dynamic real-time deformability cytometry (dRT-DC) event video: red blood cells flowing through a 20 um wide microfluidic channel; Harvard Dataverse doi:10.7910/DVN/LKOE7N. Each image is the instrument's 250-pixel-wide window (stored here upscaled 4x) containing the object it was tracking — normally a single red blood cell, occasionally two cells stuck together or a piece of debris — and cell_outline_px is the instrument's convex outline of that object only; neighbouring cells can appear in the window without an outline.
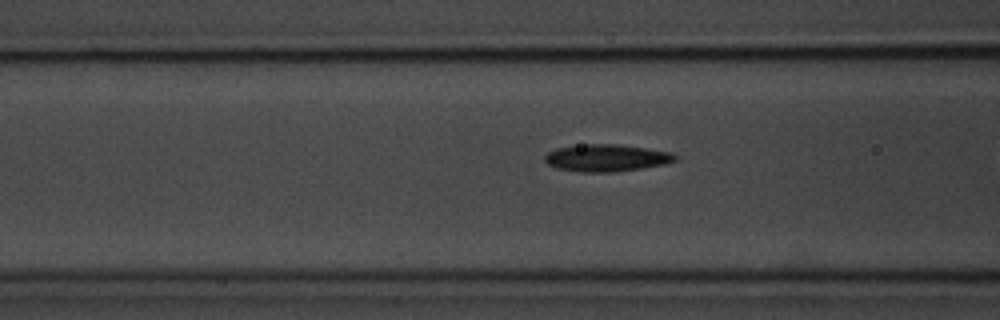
{"species": "common noctule bat (a hibernating species)", "species_latin": "Nyctalus noctula", "temperature_condition": "room temperature", "stored_images_in_passage": 9, "camera_frame_rate_fps": 3000, "um_per_image_px": 0.085, "animal": {"sex": "male", "body_mass_g": 20.1, "forearm_length_mm": 53.5}, "frame": {"image": 1, "passage_image": 8, "time_ms": 2.333, "image_size_px": [1000, 320], "cell_outline_px": [[676, 160], [664, 164], [616, 172], [580, 172], [556, 168], [548, 164], [544, 160], [544, 156], [548, 152], [556, 148], [588, 144], [616, 144], [672, 152], [676, 156]], "centroid_in_image_um": [51.52, 13.43], "position_along_channel_um": 115.1, "area_um2": 20.46}}